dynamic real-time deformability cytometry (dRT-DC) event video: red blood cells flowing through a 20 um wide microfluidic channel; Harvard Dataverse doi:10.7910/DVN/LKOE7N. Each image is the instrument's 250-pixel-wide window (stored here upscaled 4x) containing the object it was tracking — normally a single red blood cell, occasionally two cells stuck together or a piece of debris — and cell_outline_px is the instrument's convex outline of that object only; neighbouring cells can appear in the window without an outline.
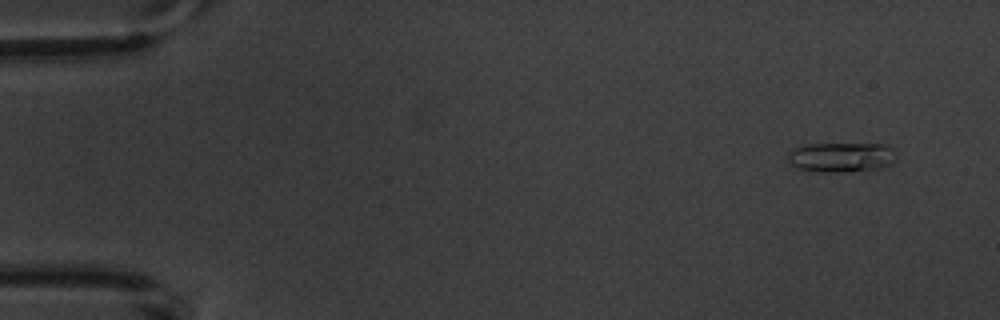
{"species": "common noctule bat (a hibernating species)", "species_latin": "Nyctalus noctula", "temperature_condition": "warm", "stored_images_in_passage": 5, "camera_frame_rate_fps": 3000, "um_per_image_px": 0.085, "animal": {"sex": "male", "body_mass_g": 20.1, "forearm_length_mm": 53.5}, "frame": {"image": 1, "passage_image": 1, "time_ms": 0.0, "image_size_px": [1000, 320], "cell_outline_px": [[896, 148], [892, 164], [880, 168], [852, 172], [820, 172], [796, 168], [788, 160], [788, 152], [792, 148], [804, 144], [888, 144]], "centroid_in_image_um": [71.52, 13.36], "position_along_channel_um": 13.5, "area_um2": 19.19}}